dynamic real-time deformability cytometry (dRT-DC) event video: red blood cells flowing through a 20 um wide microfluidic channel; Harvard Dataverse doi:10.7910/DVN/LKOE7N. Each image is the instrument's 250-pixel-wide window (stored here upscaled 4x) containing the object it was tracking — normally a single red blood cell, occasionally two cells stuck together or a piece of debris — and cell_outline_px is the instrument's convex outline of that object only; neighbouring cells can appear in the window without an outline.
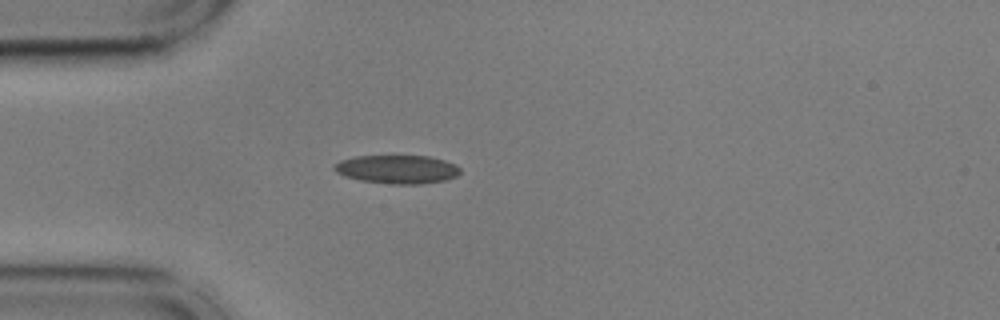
{"species": "common noctule bat (a hibernating species)", "species_latin": "Nyctalus noctula", "temperature_condition": "cold", "stored_images_in_passage": 41, "camera_frame_rate_fps": 3000, "um_per_image_px": 0.085, "animal": {"sex": "male", "body_mass_g": 17.9, "forearm_length_mm": 54.2}, "frame": {"image": 1, "passage_image": 1, "time_ms": 0.0, "image_size_px": [1000, 320], "cell_outline_px": [[460, 172], [456, 176], [444, 180], [420, 184], [392, 184], [360, 180], [344, 176], [336, 172], [332, 168], [340, 160], [356, 156], [428, 156], [444, 160], [456, 164], [460, 168]], "centroid_in_image_um": [33.76, 14.39], "position_along_channel_um": 51.2, "area_um2": 20.87}}
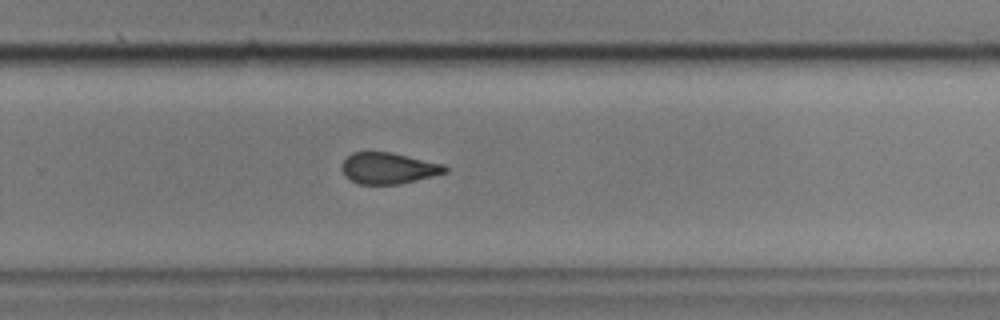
{"frame": {"image": 2, "passage_image": 22, "time_ms": 7.0, "image_size_px": [1000, 320], "cell_outline_px": [[448, 172], [400, 184], [360, 184], [344, 176], [340, 168], [340, 164], [352, 152], [392, 152], [444, 164], [448, 168]], "centroid_in_image_um": [33.0, 14.29], "position_along_channel_um": 296.8, "area_um2": 18.9}}
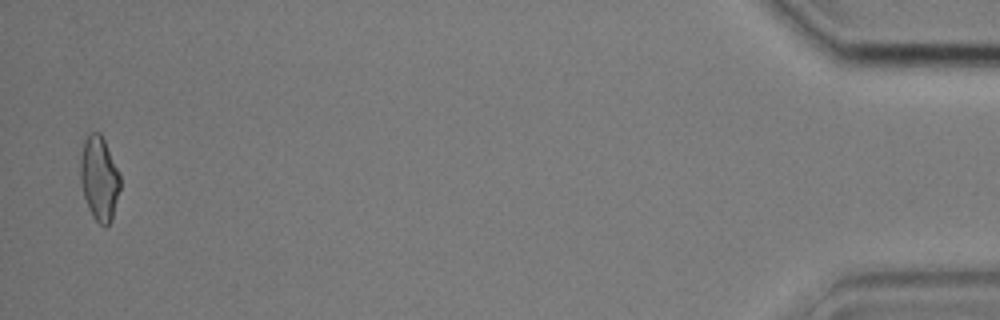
{"frame": {"image": 3, "passage_image": 40, "time_ms": 13.0, "image_size_px": [1000, 320], "cell_outline_px": [[120, 188], [112, 220], [104, 228], [92, 216], [88, 208], [84, 196], [80, 180], [80, 156], [84, 140], [92, 132], [100, 132], [104, 140], [120, 176]], "centroid_in_image_um": [8.42, 15.19], "position_along_channel_um": 426.8, "area_um2": 19.42}, "authors_computed_cell_mechanics": {"area_um2": 19.5364, "velocity_mm_per_s": 3.6326, "shape_relaxation_time_tau1_ms": null, "shape_relaxation_time_tau2_ms": 3.3493, "deformation_change_tau1": null, "deformation_change_tau2": 0.0978}}